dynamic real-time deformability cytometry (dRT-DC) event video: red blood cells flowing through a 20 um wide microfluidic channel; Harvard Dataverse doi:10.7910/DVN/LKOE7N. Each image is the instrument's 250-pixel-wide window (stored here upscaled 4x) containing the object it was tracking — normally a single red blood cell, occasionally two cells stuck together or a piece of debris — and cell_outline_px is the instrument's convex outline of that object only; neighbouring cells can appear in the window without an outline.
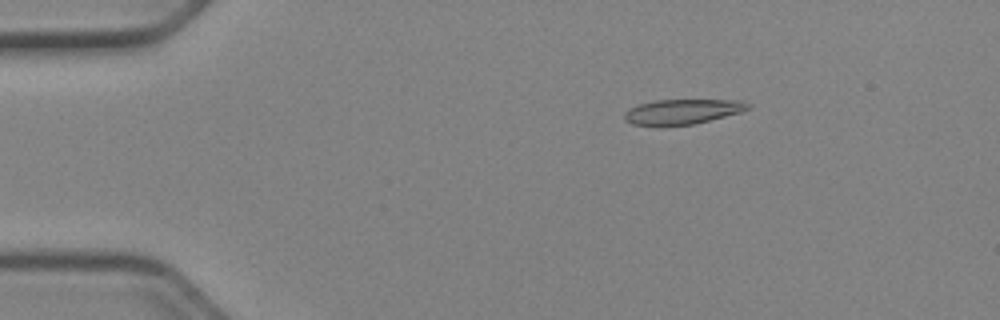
{"species": "Egyptian fruit bat (a non-hibernating species)", "species_latin": "Rousettus aegyptiacus", "temperature_condition": "cold", "stored_images_in_passage": 51, "camera_frame_rate_fps": 3000, "um_per_image_px": 0.085, "animal": {"sex": "female"}, "frame": {"image": 1, "passage_image": 9, "time_ms": 2.667, "image_size_px": [1000, 320], "cell_outline_px": [[752, 108], [740, 112], [696, 124], [660, 128], [632, 124], [624, 120], [624, 112], [628, 108], [640, 104], [656, 100], [740, 100], [752, 104]], "centroid_in_image_um": [57.97, 9.52], "position_along_channel_um": 27.0, "area_um2": 18.67}}
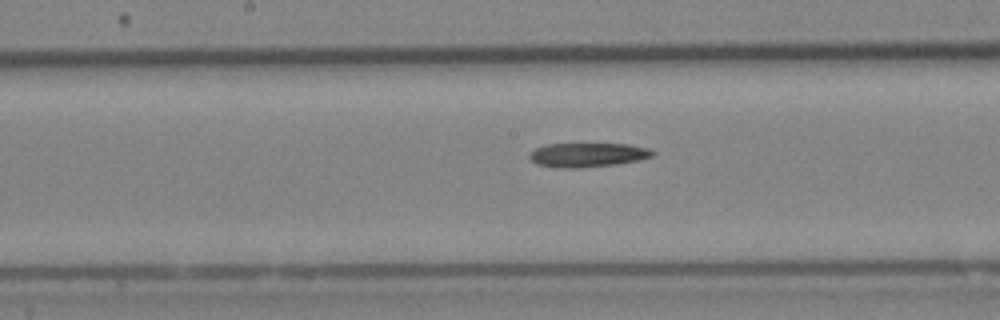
{"frame": {"image": 2, "passage_image": 27, "time_ms": 8.667, "image_size_px": [1000, 320], "cell_outline_px": [[656, 152], [652, 156], [640, 160], [616, 164], [580, 168], [560, 168], [536, 164], [528, 156], [536, 148], [544, 144], [628, 144], [648, 148]], "centroid_in_image_um": [49.96, 13.17], "position_along_channel_um": 198.2, "area_um2": 17.34}}
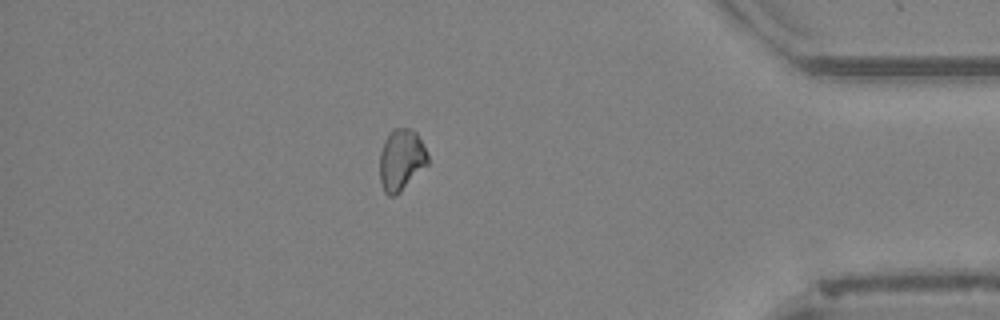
{"frame": {"image": 3, "passage_image": 45, "time_ms": 14.667, "image_size_px": [1000, 320], "cell_outline_px": [[428, 164], [396, 196], [388, 196], [384, 192], [380, 180], [380, 152], [384, 140], [392, 128], [412, 128], [416, 132], [428, 156]], "centroid_in_image_um": [34.08, 13.59], "position_along_channel_um": 401.1, "area_um2": 17.22}}